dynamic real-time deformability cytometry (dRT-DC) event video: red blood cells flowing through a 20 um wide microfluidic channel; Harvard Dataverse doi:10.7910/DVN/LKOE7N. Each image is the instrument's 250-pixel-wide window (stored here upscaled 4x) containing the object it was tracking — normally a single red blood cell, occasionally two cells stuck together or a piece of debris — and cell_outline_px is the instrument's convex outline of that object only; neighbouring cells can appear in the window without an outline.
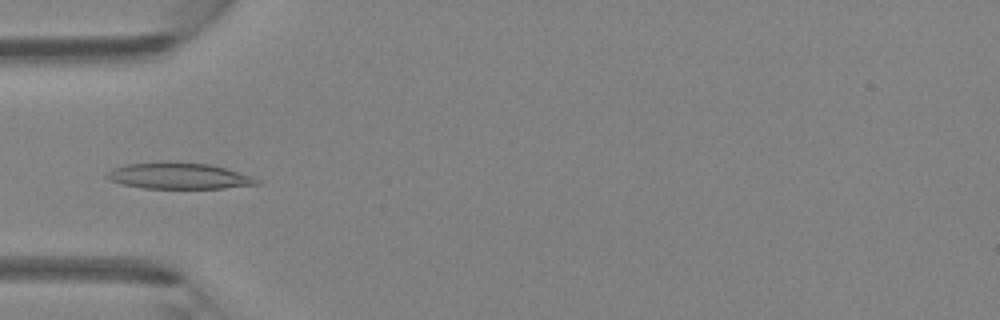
{"species": "Egyptian fruit bat (a non-hibernating species)", "species_latin": "Rousettus aegyptiacus", "temperature_condition": "room temperature", "stored_images_in_passage": 46, "camera_frame_rate_fps": 3000, "um_per_image_px": 0.085, "animal": {"sex": "female"}, "frame": {"image": 1, "passage_image": 14, "time_ms": 4.333, "image_size_px": [1000, 320], "cell_outline_px": [[260, 184], [224, 188], [144, 188], [124, 184], [112, 180], [104, 176], [112, 168], [124, 164], [164, 160], [172, 160], [212, 164], [252, 176], [260, 180]], "centroid_in_image_um": [15.2, 14.91], "position_along_channel_um": 69.8, "area_um2": 23.35}}
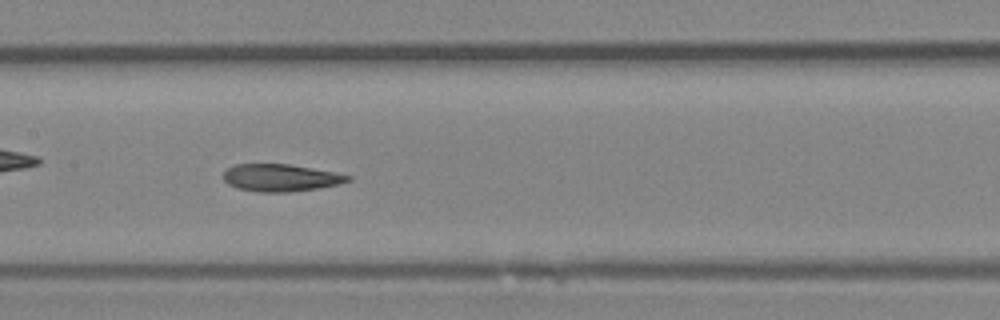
{"frame": {"image": 2, "passage_image": 22, "time_ms": 7.0, "image_size_px": [1000, 320], "cell_outline_px": [[352, 180], [340, 184], [320, 188], [288, 192], [256, 192], [236, 188], [228, 184], [220, 176], [228, 168], [236, 164], [288, 164], [312, 168], [352, 176]], "centroid_in_image_um": [23.83, 15.12], "position_along_channel_um": 183.6, "area_um2": 19.94}}
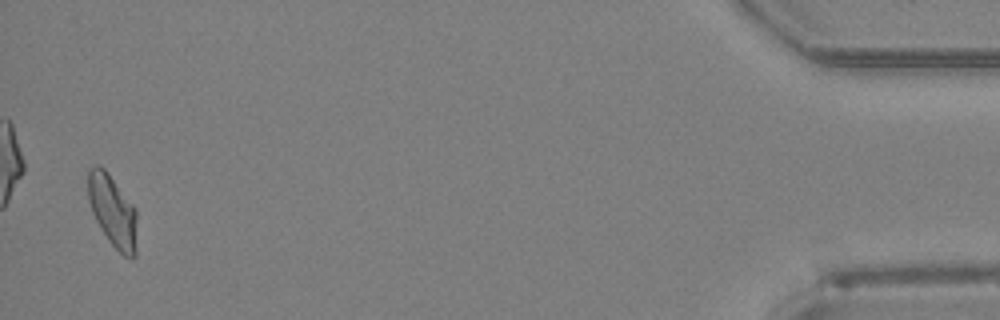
{"frame": {"image": 3, "passage_image": 45, "time_ms": 14.667, "image_size_px": [1000, 320], "cell_outline_px": [[136, 256], [132, 260], [124, 256], [108, 240], [100, 228], [92, 212], [88, 200], [88, 168], [92, 164], [100, 164], [108, 172], [136, 208]], "centroid_in_image_um": [9.57, 17.91], "position_along_channel_um": 425.6, "area_um2": 20.81}, "authors_computed_cell_mechanics": {"area_um2": 20.6924, "velocity_mm_per_s": 4.2723, "shape_relaxation_time_tau1_ms": null, "shape_relaxation_time_tau2_ms": 3.9048, "deformation_change_tau1": null, "deformation_change_tau2": 0.0982}}